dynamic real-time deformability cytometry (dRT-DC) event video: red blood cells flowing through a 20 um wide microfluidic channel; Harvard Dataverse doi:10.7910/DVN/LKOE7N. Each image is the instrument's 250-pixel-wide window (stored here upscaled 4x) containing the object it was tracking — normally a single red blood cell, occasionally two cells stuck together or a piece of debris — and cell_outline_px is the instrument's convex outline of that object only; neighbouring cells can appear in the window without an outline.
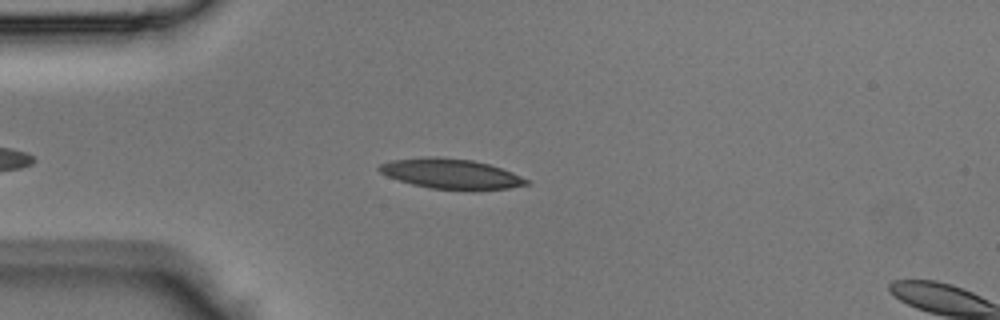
{"species": "Egyptian fruit bat (a non-hibernating species)", "species_latin": "Rousettus aegyptiacus", "temperature_condition": "room temperature", "stored_images_in_passage": 9, "camera_frame_rate_fps": 3000, "um_per_image_px": 0.085, "animal": {"sex": "male"}, "frame": {"image": 1, "passage_image": 7, "time_ms": 2.0, "image_size_px": [1000, 320], "cell_outline_px": [[528, 184], [508, 188], [476, 192], [428, 188], [412, 184], [388, 176], [380, 172], [376, 168], [380, 164], [392, 160], [428, 156], [436, 156], [472, 160], [488, 164], [512, 172], [528, 180]], "centroid_in_image_um": [38.34, 14.79], "position_along_channel_um": 46.7, "area_um2": 26.13}}